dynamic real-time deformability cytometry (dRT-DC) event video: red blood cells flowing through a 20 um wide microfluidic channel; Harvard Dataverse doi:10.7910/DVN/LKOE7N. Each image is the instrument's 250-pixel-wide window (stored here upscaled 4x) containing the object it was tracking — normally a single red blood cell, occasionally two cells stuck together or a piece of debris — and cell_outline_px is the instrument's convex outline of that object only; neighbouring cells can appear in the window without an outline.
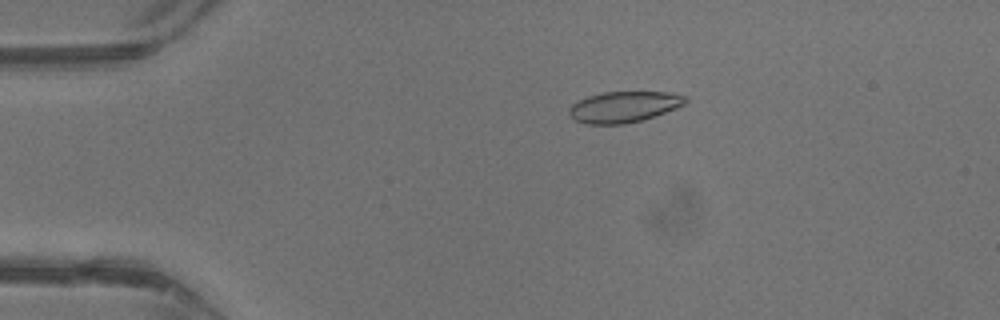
{"species": "common noctule bat (a hibernating species)", "species_latin": "Nyctalus noctula", "temperature_condition": "warm", "stored_images_in_passage": 43, "camera_frame_rate_fps": 3000, "um_per_image_px": 0.085, "animal": {"sex": "male", "body_mass_g": 13.3}, "frame": {"image": 1, "passage_image": 9, "time_ms": 2.667, "image_size_px": [1000, 320], "cell_outline_px": [[688, 100], [684, 104], [676, 108], [644, 120], [624, 124], [588, 124], [576, 120], [568, 112], [568, 108], [572, 104], [588, 96], [604, 92], [668, 92], [688, 96]], "centroid_in_image_um": [53.06, 9.08], "position_along_channel_um": 31.9, "area_um2": 20.98}}
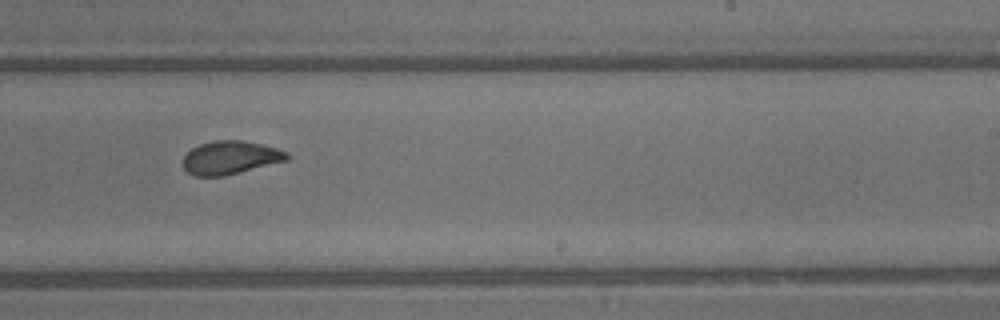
{"frame": {"image": 2, "passage_image": 27, "time_ms": 8.667, "image_size_px": [1000, 320], "cell_outline_px": [[288, 160], [224, 176], [192, 176], [184, 168], [184, 156], [192, 148], [200, 144], [216, 140], [240, 140], [260, 144], [276, 148], [288, 152]], "centroid_in_image_um": [19.57, 13.4], "position_along_channel_um": 269.4, "area_um2": 20.0}}
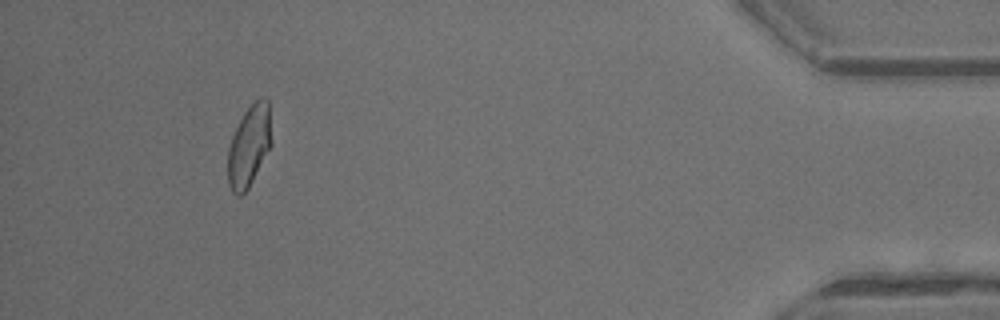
{"frame": {"image": 3, "passage_image": 40, "time_ms": 13.0, "image_size_px": [1000, 320], "cell_outline_px": [[272, 144], [248, 188], [240, 196], [236, 196], [232, 192], [228, 184], [228, 148], [232, 136], [244, 112], [260, 96], [264, 96], [268, 100], [272, 140]], "centroid_in_image_um": [21.18, 12.4], "position_along_channel_um": 414.0, "area_um2": 20.63}, "authors_computed_cell_mechanics": {"area_um2": 20.9814, "velocity_mm_per_s": 4.8536, "shape_relaxation_time_tau1_ms": 9.8446, "shape_relaxation_time_tau2_ms": 0.9992, "deformation_change_tau1": 0.2576, "deformation_change_tau2": 0.0624}}